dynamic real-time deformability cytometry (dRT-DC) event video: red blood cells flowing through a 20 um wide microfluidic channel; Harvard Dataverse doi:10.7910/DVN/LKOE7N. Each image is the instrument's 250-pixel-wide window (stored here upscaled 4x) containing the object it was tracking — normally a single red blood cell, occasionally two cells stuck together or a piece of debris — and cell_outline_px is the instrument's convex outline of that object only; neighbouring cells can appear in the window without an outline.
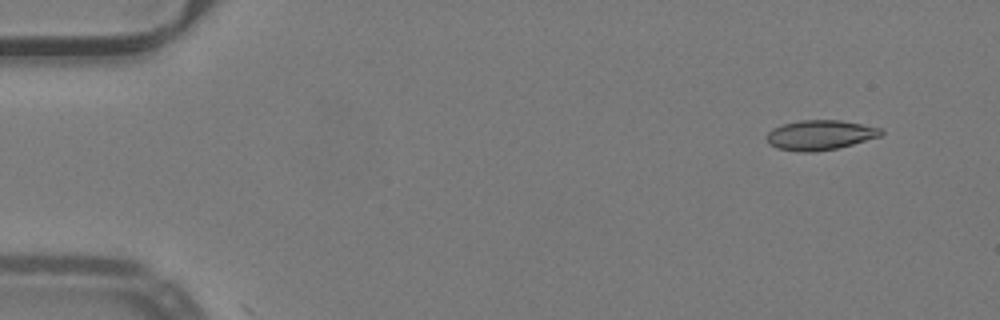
{"species": "common noctule bat (a hibernating species)", "species_latin": "Nyctalus noctula", "temperature_condition": "warm", "stored_images_in_passage": 2, "camera_frame_rate_fps": 3000, "um_per_image_px": 0.085, "animal": {"sex": "male", "body_mass_g": 19.2, "forearm_length_mm": 51.8}, "frame": {"image": 1, "passage_image": 1, "time_ms": 0.0, "image_size_px": [1000, 320], "cell_outline_px": [[884, 132], [880, 136], [852, 144], [836, 148], [816, 152], [800, 152], [776, 148], [768, 144], [768, 132], [772, 128], [780, 124], [800, 120], [840, 120], [880, 128]], "centroid_in_image_um": [69.66, 11.48], "position_along_channel_um": 15.3, "area_um2": 19.83}}